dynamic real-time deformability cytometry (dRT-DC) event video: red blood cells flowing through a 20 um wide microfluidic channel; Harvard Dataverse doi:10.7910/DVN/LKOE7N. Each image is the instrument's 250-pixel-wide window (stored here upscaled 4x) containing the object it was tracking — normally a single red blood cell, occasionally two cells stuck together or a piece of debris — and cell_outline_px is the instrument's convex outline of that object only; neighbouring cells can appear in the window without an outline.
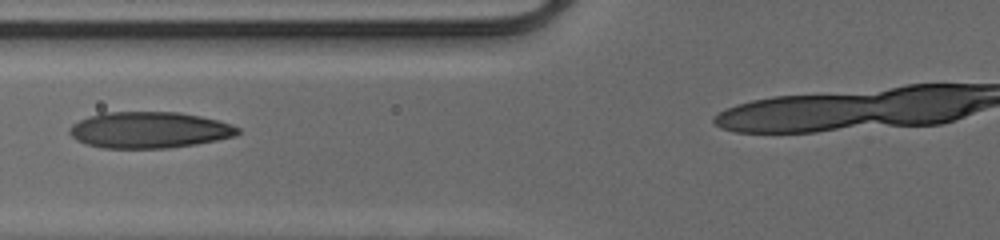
{"species": "human", "species_latin": "Homo sapiens", "temperature_condition": "cold", "stored_images_in_passage": 40, "camera_frame_rate_fps": 3000, "um_per_image_px": 0.085, "donor": {"sex": "male"}, "frame": {"image": 1, "passage_image": 16, "time_ms": 5.0, "image_size_px": [1000, 240], "cell_outline_px": [[240, 132], [236, 136], [196, 144], [168, 148], [104, 148], [88, 144], [76, 140], [68, 132], [68, 128], [72, 124], [88, 116], [100, 112], [180, 112], [200, 116], [232, 124], [240, 128]], "centroid_in_image_um": [12.68, 11.04], "position_along_channel_um": 113.1, "area_um2": 35.72}}
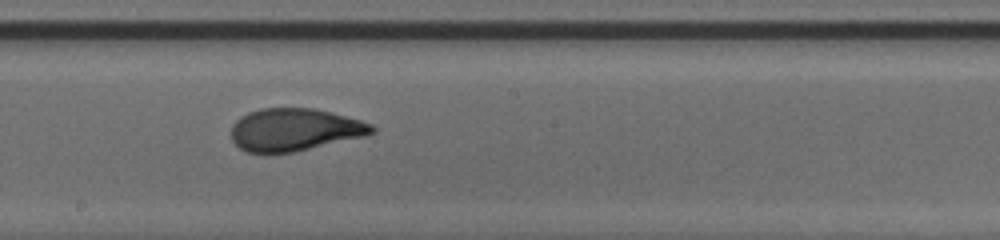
{"frame": {"image": 2, "passage_image": 24, "time_ms": 7.667, "image_size_px": [1000, 240], "cell_outline_px": [[376, 132], [368, 136], [292, 152], [264, 156], [248, 152], [240, 148], [232, 140], [232, 124], [240, 116], [248, 112], [260, 108], [316, 108], [360, 120], [372, 124], [376, 128]], "centroid_in_image_um": [25.03, 11.04], "position_along_channel_um": 223.2, "area_um2": 35.55}}
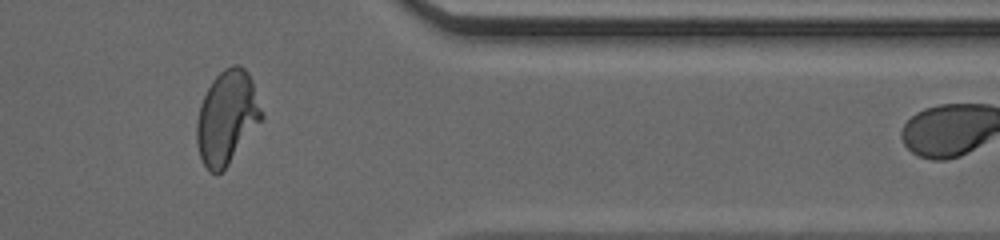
{"frame": {"image": 3, "passage_image": 37, "time_ms": 12.0, "image_size_px": [1000, 240], "cell_outline_px": [[264, 116], [228, 164], [216, 176], [208, 172], [200, 156], [196, 140], [196, 124], [200, 104], [212, 80], [224, 68], [232, 64], [240, 64], [248, 72], [252, 80]], "centroid_in_image_um": [19.27, 9.96], "position_along_channel_um": 392.1, "area_um2": 35.14}}